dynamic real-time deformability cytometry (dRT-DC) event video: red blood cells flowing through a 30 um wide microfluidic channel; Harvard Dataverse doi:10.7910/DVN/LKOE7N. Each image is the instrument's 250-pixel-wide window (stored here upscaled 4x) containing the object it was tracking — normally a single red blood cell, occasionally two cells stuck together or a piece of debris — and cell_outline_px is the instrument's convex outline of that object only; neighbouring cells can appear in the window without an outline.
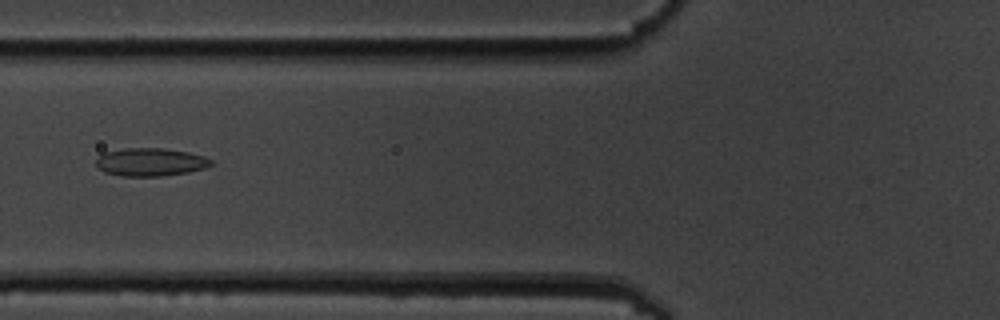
{"species": "common noctule bat (a hibernating species)", "species_latin": "Nyctalus noctula", "temperature_condition": "cold", "stored_images_in_passage": 11, "camera_frame_rate_fps": 3000, "um_per_image_px": 0.085, "animal": {"sex": "male", "body_mass_g": 19.5, "forearm_length_mm": 54.6}, "frame": {"image": 1, "passage_image": 2, "time_ms": 1.333, "image_size_px": [1000, 320], "cell_outline_px": [[212, 164], [204, 168], [188, 172], [160, 176], [120, 176], [104, 172], [96, 164], [96, 160], [104, 152], [124, 148], [164, 148], [188, 152], [204, 156], [212, 160]], "centroid_in_image_um": [12.78, 13.77], "position_along_channel_um": 113.0, "area_um2": 18.73}}
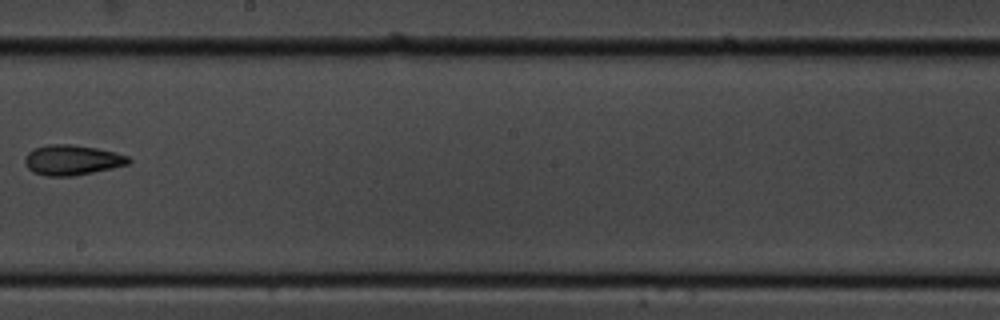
{"frame": {"image": 2, "passage_image": 5, "time_ms": 5.0, "image_size_px": [1000, 320], "cell_outline_px": [[132, 160], [128, 164], [112, 168], [72, 176], [44, 176], [32, 172], [24, 164], [24, 160], [28, 152], [36, 148], [48, 144], [72, 144], [96, 148], [116, 152], [128, 156]], "centroid_in_image_um": [6.11, 13.6], "position_along_channel_um": 242.1, "area_um2": 18.26}}
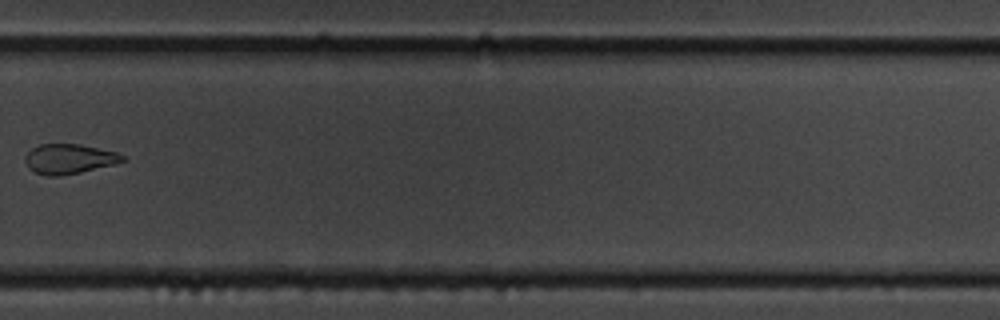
{"frame": {"image": 3, "passage_image": 7, "time_ms": 7.333, "image_size_px": [1000, 320], "cell_outline_px": [[128, 160], [116, 164], [80, 172], [60, 176], [48, 176], [32, 172], [28, 168], [24, 160], [24, 156], [32, 148], [40, 144], [80, 144], [116, 152], [128, 156]], "centroid_in_image_um": [5.89, 13.51], "position_along_channel_um": 323.9, "area_um2": 17.22}}